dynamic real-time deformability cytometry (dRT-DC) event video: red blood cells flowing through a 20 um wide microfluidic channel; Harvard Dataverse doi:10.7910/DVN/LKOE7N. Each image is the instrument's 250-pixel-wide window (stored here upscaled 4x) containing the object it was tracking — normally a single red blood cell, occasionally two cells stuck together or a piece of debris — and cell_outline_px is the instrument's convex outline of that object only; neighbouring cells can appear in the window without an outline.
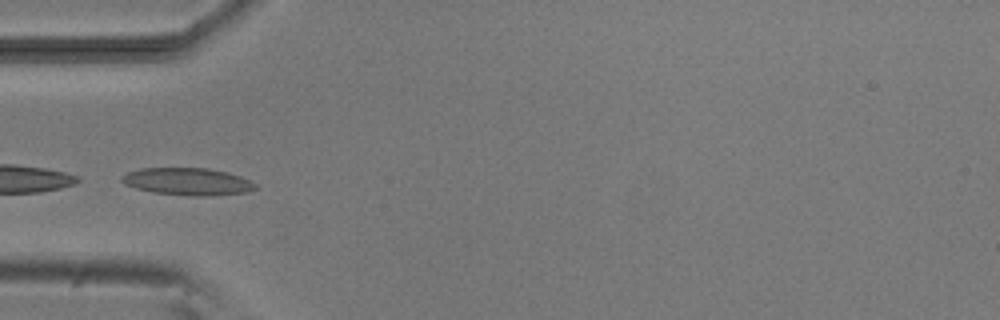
{"species": "common noctule bat (a hibernating species)", "species_latin": "Nyctalus noctula", "temperature_condition": "room temperature", "stored_images_in_passage": 7, "camera_frame_rate_fps": 3000, "um_per_image_px": 0.085, "animal": {"sex": "male", "body_mass_g": 20.5, "forearm_length_mm": 52.5}, "frame": {"image": 1, "passage_image": 4, "time_ms": 3.667, "image_size_px": [1000, 320], "cell_outline_px": [[260, 188], [248, 192], [208, 196], [192, 196], [152, 192], [136, 188], [124, 184], [120, 180], [120, 176], [128, 172], [140, 168], [208, 168], [228, 172], [240, 176], [256, 184]], "centroid_in_image_um": [15.96, 15.43], "position_along_channel_um": 69.0, "area_um2": 21.44}}
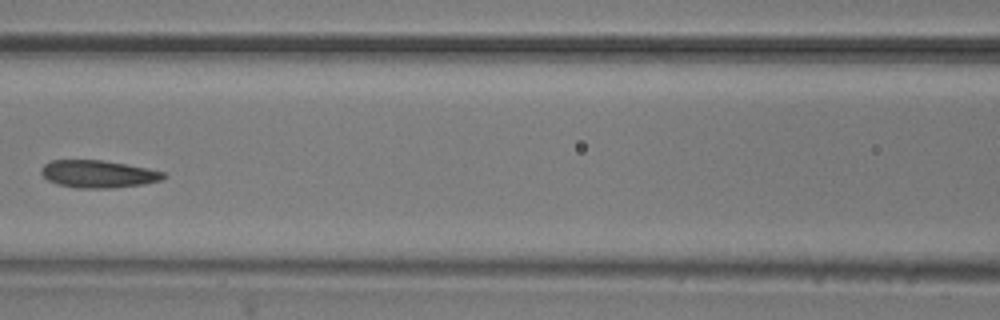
{"frame": {"image": 2, "passage_image": 6, "time_ms": 6.0, "image_size_px": [1000, 320], "cell_outline_px": [[168, 176], [160, 180], [144, 184], [112, 188], [76, 188], [56, 184], [48, 180], [40, 172], [40, 168], [44, 164], [52, 160], [100, 160], [148, 168], [164, 172]], "centroid_in_image_um": [8.33, 14.79], "position_along_channel_um": 158.3, "area_um2": 19.59}}
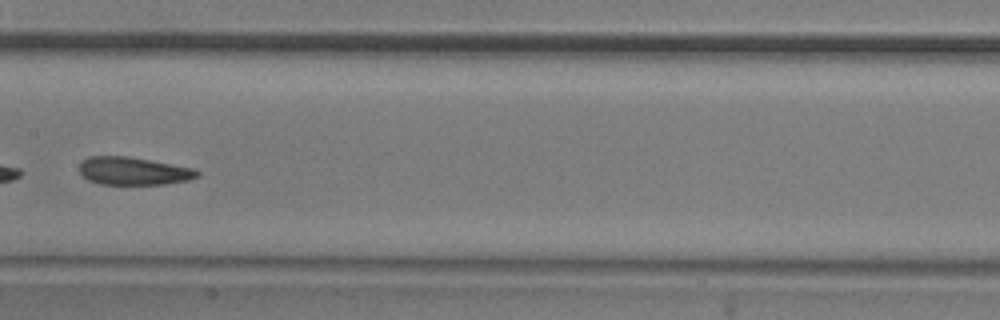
{"frame": {"image": 3, "passage_image": 7, "time_ms": 7.0, "image_size_px": [1000, 320], "cell_outline_px": [[200, 176], [188, 180], [164, 184], [100, 184], [88, 180], [80, 172], [80, 164], [88, 156], [128, 156], [152, 160], [196, 168], [200, 172]], "centroid_in_image_um": [11.39, 14.53], "position_along_channel_um": 196.0, "area_um2": 19.25}}